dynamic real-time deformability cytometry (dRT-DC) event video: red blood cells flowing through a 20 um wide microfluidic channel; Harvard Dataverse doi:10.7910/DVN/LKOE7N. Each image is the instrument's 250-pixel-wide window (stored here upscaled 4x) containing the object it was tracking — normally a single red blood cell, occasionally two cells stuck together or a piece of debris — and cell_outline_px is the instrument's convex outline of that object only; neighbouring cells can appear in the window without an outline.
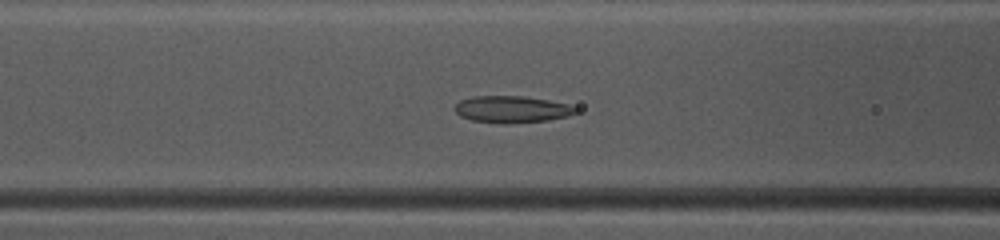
{"species": "common noctule bat (a hibernating species)", "species_latin": "Nyctalus noctula", "temperature_condition": "warm", "stored_images_in_passage": 33, "camera_frame_rate_fps": 3000, "um_per_image_px": 0.085, "animal": {"sex": "female", "body_mass_g": 10.0, "forearm_length_mm": 53.1}, "frame": {"image": 1, "passage_image": 5, "time_ms": 1.333, "image_size_px": [1000, 240], "cell_outline_px": [[580, 112], [568, 116], [548, 120], [512, 124], [500, 124], [472, 120], [460, 116], [452, 108], [460, 100], [472, 96], [524, 96], [548, 100], [568, 104], [580, 108]], "centroid_in_image_um": [43.53, 9.3], "position_along_channel_um": 123.1, "area_um2": 19.31}}
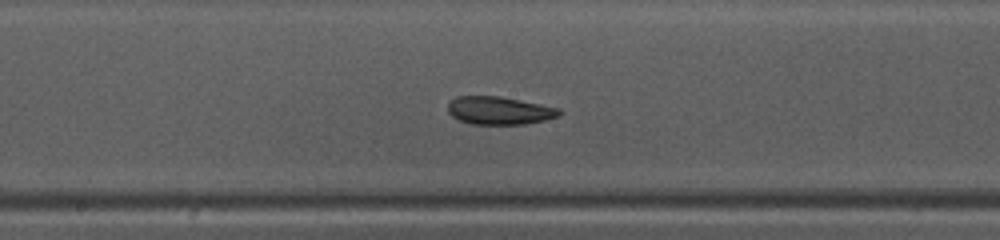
{"frame": {"image": 2, "passage_image": 11, "time_ms": 3.333, "image_size_px": [1000, 240], "cell_outline_px": [[564, 112], [560, 116], [544, 120], [524, 124], [472, 124], [460, 120], [452, 116], [448, 112], [448, 104], [456, 96], [500, 96], [560, 108]], "centroid_in_image_um": [42.47, 9.39], "position_along_channel_um": 205.7, "area_um2": 18.15}}
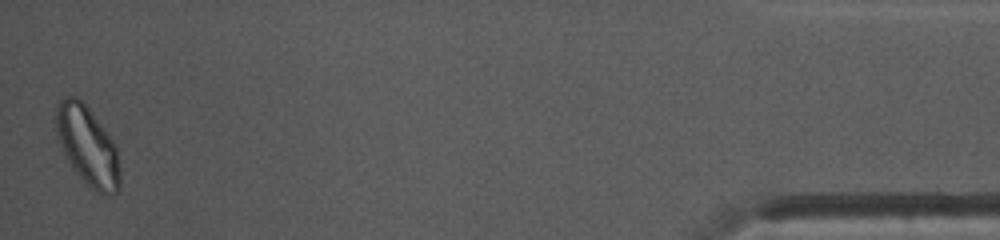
{"frame": {"image": 3, "passage_image": 33, "time_ms": 10.667, "image_size_px": [1000, 240], "cell_outline_px": [[120, 188], [116, 192], [96, 192], [80, 176], [68, 160], [56, 136], [56, 104], [64, 96], [76, 96], [88, 108], [112, 140], [116, 148], [120, 172]], "centroid_in_image_um": [7.42, 12.36], "position_along_channel_um": 427.8, "area_um2": 28.67}, "authors_computed_cell_mechanics": {"area_um2": 18.8428, "velocity_mm_per_s": 4.1202, "shape_relaxation_time_tau1_ms": null, "shape_relaxation_time_tau2_ms": 8.8548, "deformation_change_tau1": null, "deformation_change_tau2": 0.1624}}